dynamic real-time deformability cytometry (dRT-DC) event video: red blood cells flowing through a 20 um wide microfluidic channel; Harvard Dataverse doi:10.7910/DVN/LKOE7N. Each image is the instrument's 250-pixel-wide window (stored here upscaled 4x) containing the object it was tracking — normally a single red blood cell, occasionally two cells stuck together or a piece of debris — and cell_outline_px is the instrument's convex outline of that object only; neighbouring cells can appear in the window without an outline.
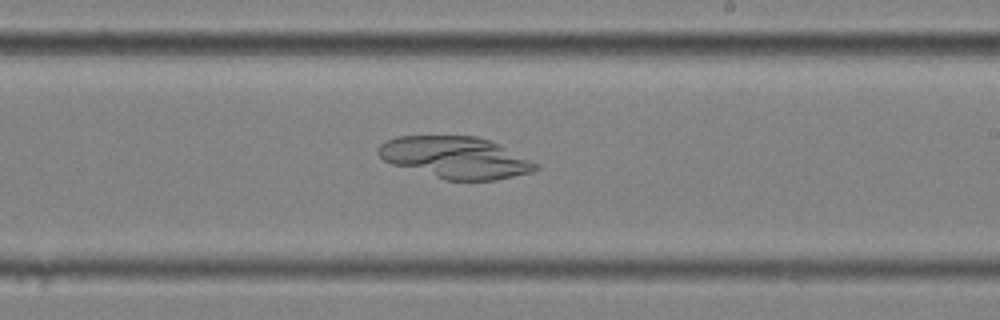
{"species": "common noctule bat (a hibernating species)", "species_latin": "Nyctalus noctula", "temperature_condition": "cold", "stored_images_in_passage": 49, "camera_frame_rate_fps": 3000, "um_per_image_px": 0.085, "animal": {"sex": "female", "body_mass_g": 25.1}, "frame": {"image": 1, "passage_image": 35, "time_ms": 11.333, "image_size_px": [1000, 320], "cell_outline_px": [[540, 168], [532, 172], [496, 180], [444, 180], [392, 164], [384, 160], [376, 152], [376, 148], [384, 140], [396, 136], [476, 136], [488, 140], [540, 164]], "centroid_in_image_um": [38.68, 13.39], "position_along_channel_um": 250.3, "area_um2": 38.26}}